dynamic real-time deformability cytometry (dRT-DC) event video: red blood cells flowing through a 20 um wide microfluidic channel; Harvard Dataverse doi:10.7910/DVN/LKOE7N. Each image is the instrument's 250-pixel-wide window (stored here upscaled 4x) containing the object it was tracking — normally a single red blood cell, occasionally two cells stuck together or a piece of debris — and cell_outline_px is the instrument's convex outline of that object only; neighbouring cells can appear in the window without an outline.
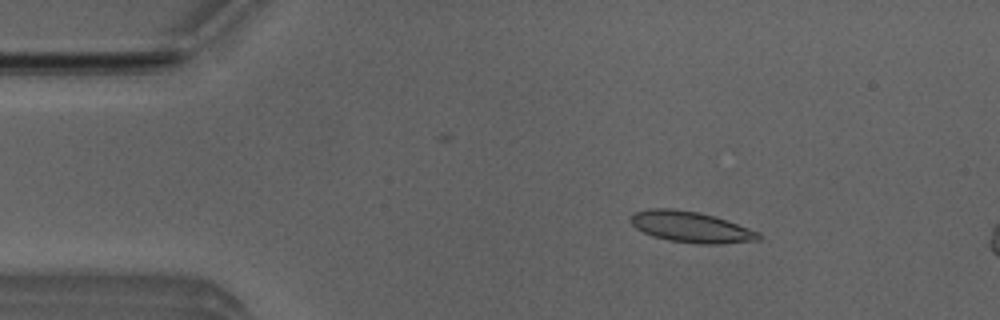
{"species": "Egyptian fruit bat (a non-hibernating species)", "species_latin": "Rousettus aegyptiacus", "temperature_condition": "room temperature", "stored_images_in_passage": 13, "camera_frame_rate_fps": 3000, "um_per_image_px": 0.085, "animal": {"sex": "male"}, "frame": {"image": 1, "passage_image": 8, "time_ms": 2.333, "image_size_px": [1000, 320], "cell_outline_px": [[760, 240], [720, 244], [696, 244], [668, 240], [652, 236], [636, 228], [628, 220], [628, 216], [632, 212], [648, 208], [672, 208], [700, 212], [760, 232]], "centroid_in_image_um": [58.65, 19.29], "position_along_channel_um": 26.4, "area_um2": 23.24}}